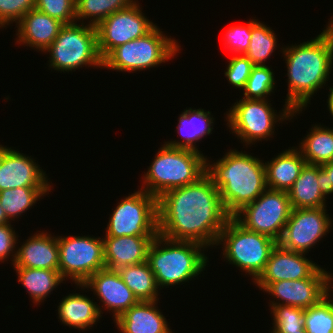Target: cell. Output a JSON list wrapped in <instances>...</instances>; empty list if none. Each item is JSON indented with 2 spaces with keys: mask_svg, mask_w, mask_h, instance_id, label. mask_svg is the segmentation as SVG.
Segmentation results:
<instances>
[{
  "mask_svg": "<svg viewBox=\"0 0 333 333\" xmlns=\"http://www.w3.org/2000/svg\"><path fill=\"white\" fill-rule=\"evenodd\" d=\"M12 226L11 222L0 225V261L3 262L5 259L13 256V259H10L14 264L16 259L15 245L18 244V236Z\"/></svg>",
  "mask_w": 333,
  "mask_h": 333,
  "instance_id": "cell-40",
  "label": "cell"
},
{
  "mask_svg": "<svg viewBox=\"0 0 333 333\" xmlns=\"http://www.w3.org/2000/svg\"><path fill=\"white\" fill-rule=\"evenodd\" d=\"M320 174L323 182V192L328 196L333 193V162L321 165Z\"/></svg>",
  "mask_w": 333,
  "mask_h": 333,
  "instance_id": "cell-41",
  "label": "cell"
},
{
  "mask_svg": "<svg viewBox=\"0 0 333 333\" xmlns=\"http://www.w3.org/2000/svg\"><path fill=\"white\" fill-rule=\"evenodd\" d=\"M288 195L292 209L327 207L320 165L306 163L299 177L289 189Z\"/></svg>",
  "mask_w": 333,
  "mask_h": 333,
  "instance_id": "cell-23",
  "label": "cell"
},
{
  "mask_svg": "<svg viewBox=\"0 0 333 333\" xmlns=\"http://www.w3.org/2000/svg\"><path fill=\"white\" fill-rule=\"evenodd\" d=\"M216 245L224 247L226 262L229 261V264L248 273L254 281L263 271L277 241L246 229L234 217H230L220 232Z\"/></svg>",
  "mask_w": 333,
  "mask_h": 333,
  "instance_id": "cell-7",
  "label": "cell"
},
{
  "mask_svg": "<svg viewBox=\"0 0 333 333\" xmlns=\"http://www.w3.org/2000/svg\"><path fill=\"white\" fill-rule=\"evenodd\" d=\"M76 0H35V9L62 22L72 24L76 21Z\"/></svg>",
  "mask_w": 333,
  "mask_h": 333,
  "instance_id": "cell-36",
  "label": "cell"
},
{
  "mask_svg": "<svg viewBox=\"0 0 333 333\" xmlns=\"http://www.w3.org/2000/svg\"><path fill=\"white\" fill-rule=\"evenodd\" d=\"M205 248L196 242L170 240L158 234L149 246L147 263L159 289L184 284L203 272L209 262L202 252Z\"/></svg>",
  "mask_w": 333,
  "mask_h": 333,
  "instance_id": "cell-4",
  "label": "cell"
},
{
  "mask_svg": "<svg viewBox=\"0 0 333 333\" xmlns=\"http://www.w3.org/2000/svg\"><path fill=\"white\" fill-rule=\"evenodd\" d=\"M320 268L318 264L309 260L305 253L287 250L277 243L263 271L253 282L263 290L272 282L310 278Z\"/></svg>",
  "mask_w": 333,
  "mask_h": 333,
  "instance_id": "cell-16",
  "label": "cell"
},
{
  "mask_svg": "<svg viewBox=\"0 0 333 333\" xmlns=\"http://www.w3.org/2000/svg\"><path fill=\"white\" fill-rule=\"evenodd\" d=\"M251 39V20L245 25L229 26L225 31L223 44L235 55H244L249 47Z\"/></svg>",
  "mask_w": 333,
  "mask_h": 333,
  "instance_id": "cell-37",
  "label": "cell"
},
{
  "mask_svg": "<svg viewBox=\"0 0 333 333\" xmlns=\"http://www.w3.org/2000/svg\"><path fill=\"white\" fill-rule=\"evenodd\" d=\"M274 76L271 67L254 66L243 89L244 99H267L275 88Z\"/></svg>",
  "mask_w": 333,
  "mask_h": 333,
  "instance_id": "cell-34",
  "label": "cell"
},
{
  "mask_svg": "<svg viewBox=\"0 0 333 333\" xmlns=\"http://www.w3.org/2000/svg\"><path fill=\"white\" fill-rule=\"evenodd\" d=\"M82 289H93V293L103 303L98 305L100 314L103 309H108L113 313L114 321L131 306L136 305L139 301L134 296L130 288L124 283L117 270L103 268L94 273L83 284H77Z\"/></svg>",
  "mask_w": 333,
  "mask_h": 333,
  "instance_id": "cell-17",
  "label": "cell"
},
{
  "mask_svg": "<svg viewBox=\"0 0 333 333\" xmlns=\"http://www.w3.org/2000/svg\"><path fill=\"white\" fill-rule=\"evenodd\" d=\"M179 123L177 125V132L181 135V140L167 141V145L177 148L191 149L199 151L196 147L202 137L212 134L214 118L210 111L204 109H186L179 116Z\"/></svg>",
  "mask_w": 333,
  "mask_h": 333,
  "instance_id": "cell-25",
  "label": "cell"
},
{
  "mask_svg": "<svg viewBox=\"0 0 333 333\" xmlns=\"http://www.w3.org/2000/svg\"><path fill=\"white\" fill-rule=\"evenodd\" d=\"M264 291L277 299L270 301L269 306L289 305L306 309L316 305L329 294V272L320 268L310 278L272 282L263 289Z\"/></svg>",
  "mask_w": 333,
  "mask_h": 333,
  "instance_id": "cell-15",
  "label": "cell"
},
{
  "mask_svg": "<svg viewBox=\"0 0 333 333\" xmlns=\"http://www.w3.org/2000/svg\"><path fill=\"white\" fill-rule=\"evenodd\" d=\"M157 152L141 188L157 199L169 190L197 182L207 172V157L199 151L165 143Z\"/></svg>",
  "mask_w": 333,
  "mask_h": 333,
  "instance_id": "cell-5",
  "label": "cell"
},
{
  "mask_svg": "<svg viewBox=\"0 0 333 333\" xmlns=\"http://www.w3.org/2000/svg\"><path fill=\"white\" fill-rule=\"evenodd\" d=\"M245 152L230 149L213 164L207 159L206 173L219 190L223 206L231 217L267 189L265 163Z\"/></svg>",
  "mask_w": 333,
  "mask_h": 333,
  "instance_id": "cell-3",
  "label": "cell"
},
{
  "mask_svg": "<svg viewBox=\"0 0 333 333\" xmlns=\"http://www.w3.org/2000/svg\"><path fill=\"white\" fill-rule=\"evenodd\" d=\"M40 168L31 156L4 146L0 166V191L20 187H51L45 171Z\"/></svg>",
  "mask_w": 333,
  "mask_h": 333,
  "instance_id": "cell-18",
  "label": "cell"
},
{
  "mask_svg": "<svg viewBox=\"0 0 333 333\" xmlns=\"http://www.w3.org/2000/svg\"><path fill=\"white\" fill-rule=\"evenodd\" d=\"M10 221L7 219L4 210L2 209V206L0 205V225L9 223Z\"/></svg>",
  "mask_w": 333,
  "mask_h": 333,
  "instance_id": "cell-43",
  "label": "cell"
},
{
  "mask_svg": "<svg viewBox=\"0 0 333 333\" xmlns=\"http://www.w3.org/2000/svg\"><path fill=\"white\" fill-rule=\"evenodd\" d=\"M330 92L328 94V99H327V107L329 108L328 110L331 113V116L333 117V86L329 88Z\"/></svg>",
  "mask_w": 333,
  "mask_h": 333,
  "instance_id": "cell-42",
  "label": "cell"
},
{
  "mask_svg": "<svg viewBox=\"0 0 333 333\" xmlns=\"http://www.w3.org/2000/svg\"><path fill=\"white\" fill-rule=\"evenodd\" d=\"M51 187H20L0 191V205L11 222L32 207Z\"/></svg>",
  "mask_w": 333,
  "mask_h": 333,
  "instance_id": "cell-30",
  "label": "cell"
},
{
  "mask_svg": "<svg viewBox=\"0 0 333 333\" xmlns=\"http://www.w3.org/2000/svg\"><path fill=\"white\" fill-rule=\"evenodd\" d=\"M156 301H139L116 320L122 333H172ZM156 305V306H155Z\"/></svg>",
  "mask_w": 333,
  "mask_h": 333,
  "instance_id": "cell-22",
  "label": "cell"
},
{
  "mask_svg": "<svg viewBox=\"0 0 333 333\" xmlns=\"http://www.w3.org/2000/svg\"><path fill=\"white\" fill-rule=\"evenodd\" d=\"M288 94L285 103L294 110H305L310 98L325 86L333 66V19L310 41L283 47Z\"/></svg>",
  "mask_w": 333,
  "mask_h": 333,
  "instance_id": "cell-2",
  "label": "cell"
},
{
  "mask_svg": "<svg viewBox=\"0 0 333 333\" xmlns=\"http://www.w3.org/2000/svg\"><path fill=\"white\" fill-rule=\"evenodd\" d=\"M57 241L58 270L64 280L70 278L76 285L83 284L94 273L105 268L104 243L100 237L57 236Z\"/></svg>",
  "mask_w": 333,
  "mask_h": 333,
  "instance_id": "cell-11",
  "label": "cell"
},
{
  "mask_svg": "<svg viewBox=\"0 0 333 333\" xmlns=\"http://www.w3.org/2000/svg\"><path fill=\"white\" fill-rule=\"evenodd\" d=\"M118 273L130 288L138 301H156L161 289H158L155 275L147 261L119 268ZM159 290V291H158Z\"/></svg>",
  "mask_w": 333,
  "mask_h": 333,
  "instance_id": "cell-29",
  "label": "cell"
},
{
  "mask_svg": "<svg viewBox=\"0 0 333 333\" xmlns=\"http://www.w3.org/2000/svg\"><path fill=\"white\" fill-rule=\"evenodd\" d=\"M13 267L42 268L58 270L59 244L57 236L48 232L34 233L17 248Z\"/></svg>",
  "mask_w": 333,
  "mask_h": 333,
  "instance_id": "cell-20",
  "label": "cell"
},
{
  "mask_svg": "<svg viewBox=\"0 0 333 333\" xmlns=\"http://www.w3.org/2000/svg\"><path fill=\"white\" fill-rule=\"evenodd\" d=\"M301 142L299 151L307 164L323 165L333 159V128L313 126Z\"/></svg>",
  "mask_w": 333,
  "mask_h": 333,
  "instance_id": "cell-28",
  "label": "cell"
},
{
  "mask_svg": "<svg viewBox=\"0 0 333 333\" xmlns=\"http://www.w3.org/2000/svg\"><path fill=\"white\" fill-rule=\"evenodd\" d=\"M136 0L128 8L116 11L96 26L98 50L104 59L114 48L141 38L155 26Z\"/></svg>",
  "mask_w": 333,
  "mask_h": 333,
  "instance_id": "cell-13",
  "label": "cell"
},
{
  "mask_svg": "<svg viewBox=\"0 0 333 333\" xmlns=\"http://www.w3.org/2000/svg\"><path fill=\"white\" fill-rule=\"evenodd\" d=\"M3 156H4V145L3 146L0 145V166L2 163Z\"/></svg>",
  "mask_w": 333,
  "mask_h": 333,
  "instance_id": "cell-45",
  "label": "cell"
},
{
  "mask_svg": "<svg viewBox=\"0 0 333 333\" xmlns=\"http://www.w3.org/2000/svg\"><path fill=\"white\" fill-rule=\"evenodd\" d=\"M15 25H18L16 43L42 52L53 43L64 24L34 8Z\"/></svg>",
  "mask_w": 333,
  "mask_h": 333,
  "instance_id": "cell-19",
  "label": "cell"
},
{
  "mask_svg": "<svg viewBox=\"0 0 333 333\" xmlns=\"http://www.w3.org/2000/svg\"><path fill=\"white\" fill-rule=\"evenodd\" d=\"M35 8V0H0V27L16 24L30 10Z\"/></svg>",
  "mask_w": 333,
  "mask_h": 333,
  "instance_id": "cell-39",
  "label": "cell"
},
{
  "mask_svg": "<svg viewBox=\"0 0 333 333\" xmlns=\"http://www.w3.org/2000/svg\"><path fill=\"white\" fill-rule=\"evenodd\" d=\"M177 41L168 38L155 26L141 38L114 48L104 59L103 68L117 71H141L167 62L179 53Z\"/></svg>",
  "mask_w": 333,
  "mask_h": 333,
  "instance_id": "cell-8",
  "label": "cell"
},
{
  "mask_svg": "<svg viewBox=\"0 0 333 333\" xmlns=\"http://www.w3.org/2000/svg\"><path fill=\"white\" fill-rule=\"evenodd\" d=\"M326 211V207L292 209L277 243L287 250L307 254L331 230L333 220Z\"/></svg>",
  "mask_w": 333,
  "mask_h": 333,
  "instance_id": "cell-14",
  "label": "cell"
},
{
  "mask_svg": "<svg viewBox=\"0 0 333 333\" xmlns=\"http://www.w3.org/2000/svg\"><path fill=\"white\" fill-rule=\"evenodd\" d=\"M268 99H240L226 113V122L232 133L245 143L246 148L254 142L268 140L274 135L275 124L292 119L302 110H292L287 104L277 115ZM281 121V122H280ZM269 137V138H268Z\"/></svg>",
  "mask_w": 333,
  "mask_h": 333,
  "instance_id": "cell-9",
  "label": "cell"
},
{
  "mask_svg": "<svg viewBox=\"0 0 333 333\" xmlns=\"http://www.w3.org/2000/svg\"><path fill=\"white\" fill-rule=\"evenodd\" d=\"M64 24L53 43L43 52L51 55L49 67L60 72L82 67H103L98 50L96 27L88 23Z\"/></svg>",
  "mask_w": 333,
  "mask_h": 333,
  "instance_id": "cell-6",
  "label": "cell"
},
{
  "mask_svg": "<svg viewBox=\"0 0 333 333\" xmlns=\"http://www.w3.org/2000/svg\"><path fill=\"white\" fill-rule=\"evenodd\" d=\"M295 333H307V332L305 331V328H303L302 330L297 331V332H295Z\"/></svg>",
  "mask_w": 333,
  "mask_h": 333,
  "instance_id": "cell-46",
  "label": "cell"
},
{
  "mask_svg": "<svg viewBox=\"0 0 333 333\" xmlns=\"http://www.w3.org/2000/svg\"><path fill=\"white\" fill-rule=\"evenodd\" d=\"M155 237H104L105 268L118 270L147 261V253Z\"/></svg>",
  "mask_w": 333,
  "mask_h": 333,
  "instance_id": "cell-21",
  "label": "cell"
},
{
  "mask_svg": "<svg viewBox=\"0 0 333 333\" xmlns=\"http://www.w3.org/2000/svg\"><path fill=\"white\" fill-rule=\"evenodd\" d=\"M135 0H76V22L87 20L89 25L97 26L116 11L128 8Z\"/></svg>",
  "mask_w": 333,
  "mask_h": 333,
  "instance_id": "cell-32",
  "label": "cell"
},
{
  "mask_svg": "<svg viewBox=\"0 0 333 333\" xmlns=\"http://www.w3.org/2000/svg\"><path fill=\"white\" fill-rule=\"evenodd\" d=\"M276 33L256 19H251V39L244 54L254 66H266L265 62L277 50Z\"/></svg>",
  "mask_w": 333,
  "mask_h": 333,
  "instance_id": "cell-31",
  "label": "cell"
},
{
  "mask_svg": "<svg viewBox=\"0 0 333 333\" xmlns=\"http://www.w3.org/2000/svg\"><path fill=\"white\" fill-rule=\"evenodd\" d=\"M228 62L224 73L227 80L233 87L244 89L254 67L253 63L244 55H235Z\"/></svg>",
  "mask_w": 333,
  "mask_h": 333,
  "instance_id": "cell-38",
  "label": "cell"
},
{
  "mask_svg": "<svg viewBox=\"0 0 333 333\" xmlns=\"http://www.w3.org/2000/svg\"><path fill=\"white\" fill-rule=\"evenodd\" d=\"M230 217L207 173L197 182L158 198L159 235L170 240L213 247Z\"/></svg>",
  "mask_w": 333,
  "mask_h": 333,
  "instance_id": "cell-1",
  "label": "cell"
},
{
  "mask_svg": "<svg viewBox=\"0 0 333 333\" xmlns=\"http://www.w3.org/2000/svg\"><path fill=\"white\" fill-rule=\"evenodd\" d=\"M295 148L286 149L265 162L267 188L288 192L293 186L306 164L301 152Z\"/></svg>",
  "mask_w": 333,
  "mask_h": 333,
  "instance_id": "cell-24",
  "label": "cell"
},
{
  "mask_svg": "<svg viewBox=\"0 0 333 333\" xmlns=\"http://www.w3.org/2000/svg\"><path fill=\"white\" fill-rule=\"evenodd\" d=\"M292 206L287 191L267 188L255 201L233 217L246 229L279 241L290 217Z\"/></svg>",
  "mask_w": 333,
  "mask_h": 333,
  "instance_id": "cell-12",
  "label": "cell"
},
{
  "mask_svg": "<svg viewBox=\"0 0 333 333\" xmlns=\"http://www.w3.org/2000/svg\"><path fill=\"white\" fill-rule=\"evenodd\" d=\"M14 270L18 274V282L26 288L36 305L43 302L54 288L65 281L59 270L26 267H14Z\"/></svg>",
  "mask_w": 333,
  "mask_h": 333,
  "instance_id": "cell-27",
  "label": "cell"
},
{
  "mask_svg": "<svg viewBox=\"0 0 333 333\" xmlns=\"http://www.w3.org/2000/svg\"><path fill=\"white\" fill-rule=\"evenodd\" d=\"M97 302L79 293L69 294L62 298L58 308V319L62 324L78 330L93 327L101 318Z\"/></svg>",
  "mask_w": 333,
  "mask_h": 333,
  "instance_id": "cell-26",
  "label": "cell"
},
{
  "mask_svg": "<svg viewBox=\"0 0 333 333\" xmlns=\"http://www.w3.org/2000/svg\"><path fill=\"white\" fill-rule=\"evenodd\" d=\"M324 297L319 303L304 309V328L307 333H333V298Z\"/></svg>",
  "mask_w": 333,
  "mask_h": 333,
  "instance_id": "cell-33",
  "label": "cell"
},
{
  "mask_svg": "<svg viewBox=\"0 0 333 333\" xmlns=\"http://www.w3.org/2000/svg\"><path fill=\"white\" fill-rule=\"evenodd\" d=\"M107 224L105 237H156L158 199L140 188L117 203Z\"/></svg>",
  "mask_w": 333,
  "mask_h": 333,
  "instance_id": "cell-10",
  "label": "cell"
},
{
  "mask_svg": "<svg viewBox=\"0 0 333 333\" xmlns=\"http://www.w3.org/2000/svg\"><path fill=\"white\" fill-rule=\"evenodd\" d=\"M273 331L271 333H295L304 328V309L289 305L271 306Z\"/></svg>",
  "mask_w": 333,
  "mask_h": 333,
  "instance_id": "cell-35",
  "label": "cell"
},
{
  "mask_svg": "<svg viewBox=\"0 0 333 333\" xmlns=\"http://www.w3.org/2000/svg\"><path fill=\"white\" fill-rule=\"evenodd\" d=\"M332 278H333V276H332V274H330V272H329V295H332V297H333V294H331V291H332V293H333V290H331V288H330V287L333 288V286H331V285H332L331 281H333Z\"/></svg>",
  "mask_w": 333,
  "mask_h": 333,
  "instance_id": "cell-44",
  "label": "cell"
}]
</instances>
